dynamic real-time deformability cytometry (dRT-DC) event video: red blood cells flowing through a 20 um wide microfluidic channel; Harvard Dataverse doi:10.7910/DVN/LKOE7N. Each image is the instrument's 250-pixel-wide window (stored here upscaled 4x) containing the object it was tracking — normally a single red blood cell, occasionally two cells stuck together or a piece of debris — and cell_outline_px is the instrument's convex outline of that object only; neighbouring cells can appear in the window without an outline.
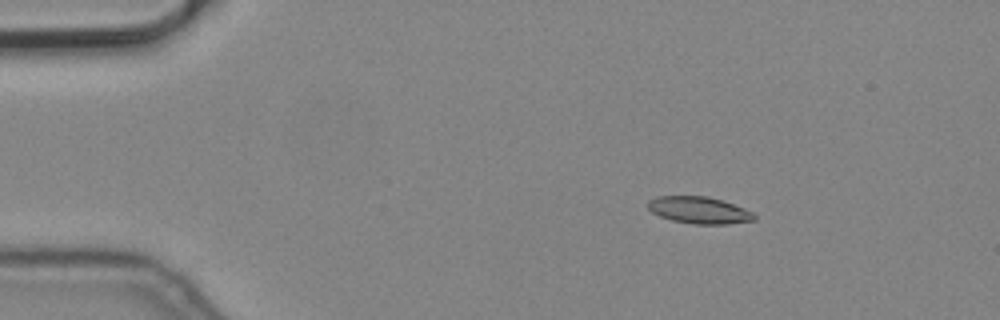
{"species": "common noctule bat (a hibernating species)", "species_latin": "Nyctalus noctula", "temperature_condition": "cold", "stored_images_in_passage": 5, "camera_frame_rate_fps": 3000, "um_per_image_px": 0.085, "animal": {"sex": "male", "body_mass_g": 19.2, "forearm_length_mm": 51.8}, "frame": {"image": 1, "passage_image": 3, "time_ms": 0.667, "image_size_px": [1000, 320], "cell_outline_px": [[756, 220], [728, 224], [692, 224], [672, 220], [660, 216], [652, 212], [648, 208], [648, 200], [656, 196], [708, 196], [724, 200], [744, 208], [752, 212], [756, 216]], "centroid_in_image_um": [59.44, 17.86], "position_along_channel_um": 25.6, "area_um2": 16.82}}